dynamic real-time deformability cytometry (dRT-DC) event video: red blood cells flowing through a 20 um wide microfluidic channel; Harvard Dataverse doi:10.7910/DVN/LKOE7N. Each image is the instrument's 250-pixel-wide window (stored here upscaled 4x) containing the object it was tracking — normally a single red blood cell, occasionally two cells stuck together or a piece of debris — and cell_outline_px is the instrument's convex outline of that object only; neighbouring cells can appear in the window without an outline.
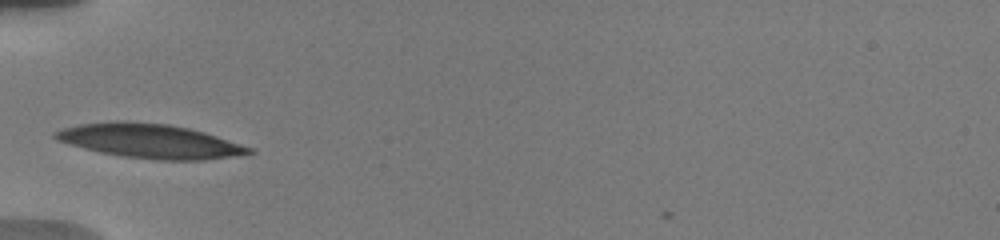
{"species": "human", "species_latin": "Homo sapiens", "temperature_condition": "warm", "stored_images_in_passage": 2, "camera_frame_rate_fps": 3000, "um_per_image_px": 0.085, "donor": {"sex": "male"}, "frame": {"image": 1, "passage_image": 1, "time_ms": 0.0, "image_size_px": [1000, 240], "cell_outline_px": [[256, 152], [204, 160], [160, 160], [124, 156], [100, 152], [84, 148], [56, 140], [52, 136], [56, 132], [64, 128], [80, 124], [116, 120], [168, 124], [188, 128], [204, 132], [252, 148]], "centroid_in_image_um": [12.72, 11.98], "position_along_channel_um": 72.3, "area_um2": 38.09}}